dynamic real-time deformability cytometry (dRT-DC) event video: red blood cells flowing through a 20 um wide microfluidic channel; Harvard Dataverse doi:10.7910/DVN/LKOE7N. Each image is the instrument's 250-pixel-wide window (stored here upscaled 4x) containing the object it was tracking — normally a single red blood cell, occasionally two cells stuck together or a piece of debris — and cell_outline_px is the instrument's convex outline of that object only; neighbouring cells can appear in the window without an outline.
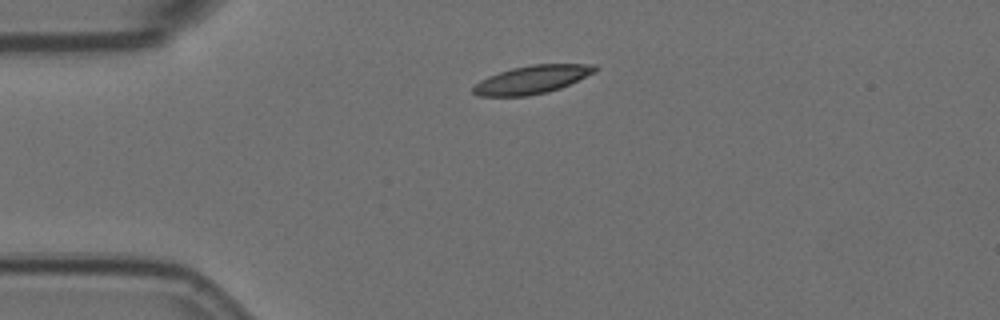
{"species": "Egyptian fruit bat (a non-hibernating species)", "species_latin": "Rousettus aegyptiacus", "temperature_condition": "room temperature", "stored_images_in_passage": 45, "camera_frame_rate_fps": 3000, "um_per_image_px": 0.085, "animal": {"sex": "female"}, "frame": {"image": 1, "passage_image": 1, "time_ms": 0.0, "image_size_px": [1000, 320], "cell_outline_px": [[600, 68], [596, 72], [560, 88], [548, 92], [528, 96], [476, 96], [472, 92], [472, 88], [480, 80], [488, 76], [512, 68], [532, 64], [596, 64]], "centroid_in_image_um": [45.24, 6.76], "position_along_channel_um": 39.8, "area_um2": 20.11}}
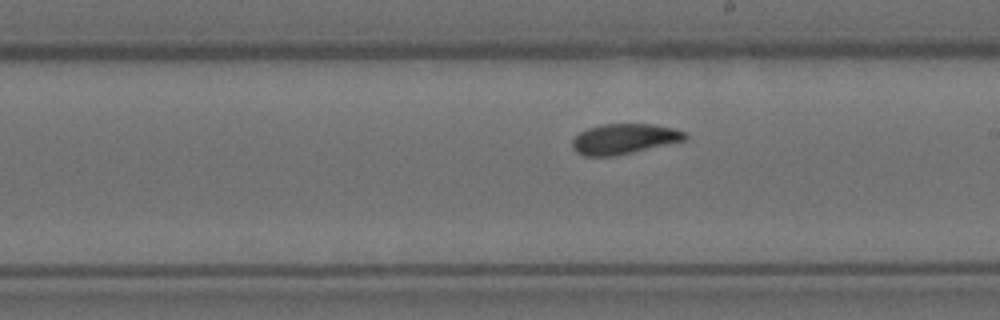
{"frame": {"image": 2, "passage_image": 20, "time_ms": 6.333, "image_size_px": [1000, 320], "cell_outline_px": [[688, 136], [684, 140], [616, 156], [584, 156], [576, 152], [572, 148], [572, 140], [580, 132], [588, 128], [604, 124], [652, 124], [672, 128], [684, 132]], "centroid_in_image_um": [53.01, 11.81], "position_along_channel_um": 236.0, "area_um2": 19.71}}
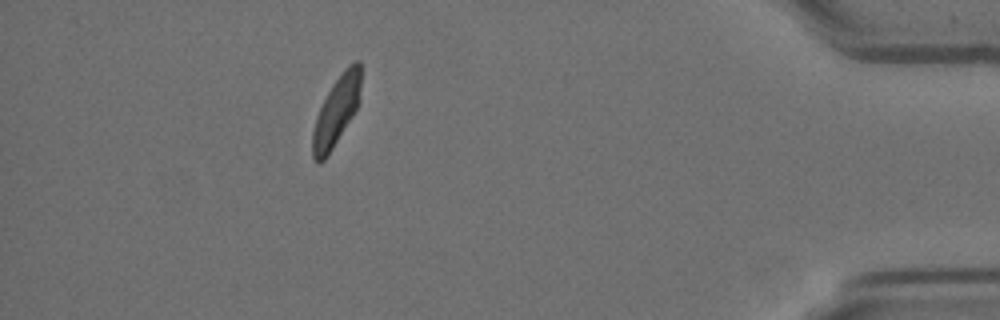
{"frame": {"image": 3, "passage_image": 39, "time_ms": 12.667, "image_size_px": [1000, 320], "cell_outline_px": [[360, 100], [352, 116], [332, 148], [324, 160], [316, 164], [312, 156], [312, 132], [316, 116], [332, 84], [344, 68], [348, 64], [356, 60], [360, 60]], "centroid_in_image_um": [28.58, 9.42], "position_along_channel_um": 406.6, "area_um2": 19.25}, "authors_computed_cell_mechanics": {"area_um2": 20.23, "velocity_mm_per_s": 3.5355, "shape_relaxation_time_tau1_ms": 5.4225, "shape_relaxation_time_tau2_ms": 2.9421, "deformation_change_tau1": 0.1709, "deformation_change_tau2": 0.0644}}